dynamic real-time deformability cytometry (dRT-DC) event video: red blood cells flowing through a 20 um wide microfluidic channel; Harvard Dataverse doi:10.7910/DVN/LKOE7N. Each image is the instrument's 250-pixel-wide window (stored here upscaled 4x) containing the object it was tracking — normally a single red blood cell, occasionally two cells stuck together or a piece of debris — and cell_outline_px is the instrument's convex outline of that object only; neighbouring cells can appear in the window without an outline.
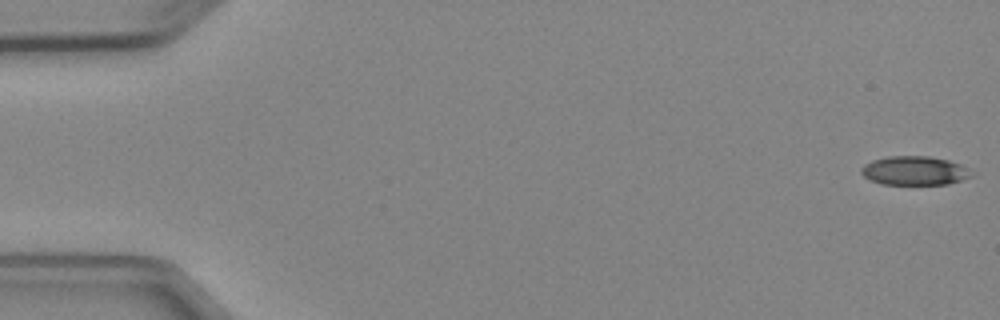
{"species": "Egyptian fruit bat (a non-hibernating species)", "species_latin": "Rousettus aegyptiacus", "temperature_condition": "cold", "stored_images_in_passage": 5, "camera_frame_rate_fps": 3000, "um_per_image_px": 0.085, "animal": {"sex": "female"}, "frame": {"image": 1, "passage_image": 1, "time_ms": 0.0, "image_size_px": [1000, 320], "cell_outline_px": [[976, 176], [948, 184], [880, 184], [868, 180], [860, 172], [860, 168], [864, 164], [872, 160], [888, 156], [928, 156], [948, 160], [960, 164], [968, 168]], "centroid_in_image_um": [77.73, 14.51], "position_along_channel_um": 7.3, "area_um2": 18.84}}
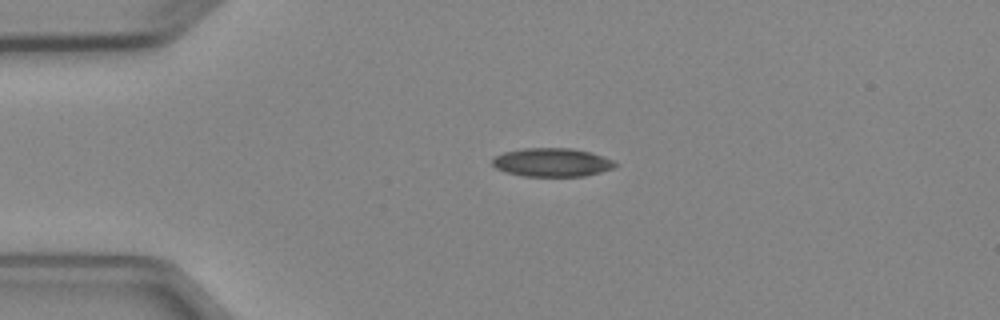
{"frame": {"image": 2, "passage_image": 4, "time_ms": 3.667, "image_size_px": [1000, 320], "cell_outline_px": [[616, 168], [584, 176], [524, 176], [504, 172], [496, 168], [492, 164], [492, 160], [496, 156], [504, 152], [524, 148], [572, 148], [592, 152], [612, 160], [616, 164]], "centroid_in_image_um": [46.92, 13.8], "position_along_channel_um": 38.1, "area_um2": 20.46}}